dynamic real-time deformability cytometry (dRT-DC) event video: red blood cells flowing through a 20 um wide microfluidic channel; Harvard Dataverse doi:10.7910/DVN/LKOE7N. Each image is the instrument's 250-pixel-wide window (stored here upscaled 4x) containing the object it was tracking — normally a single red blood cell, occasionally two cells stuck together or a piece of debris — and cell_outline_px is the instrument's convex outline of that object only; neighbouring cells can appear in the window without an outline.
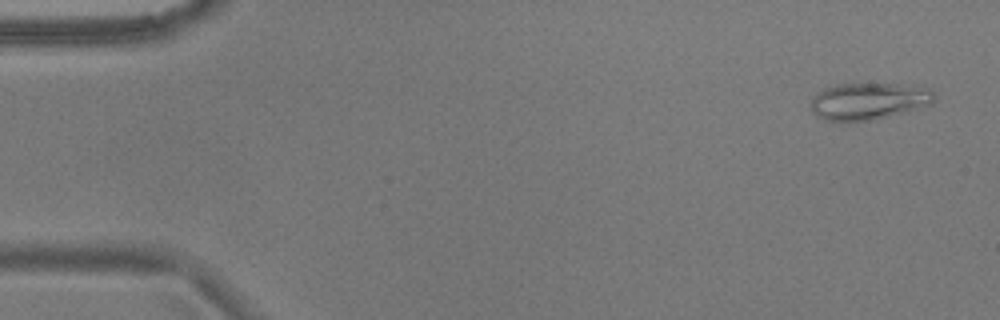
{"species": "common noctule bat (a hibernating species)", "species_latin": "Nyctalus noctula", "temperature_condition": "warm", "stored_images_in_passage": 17, "camera_frame_rate_fps": 3000, "um_per_image_px": 0.085, "animal": {"sex": "male", "body_mass_g": 17.9}, "frame": {"image": 1, "passage_image": 3, "time_ms": 0.667, "image_size_px": [1000, 320], "cell_outline_px": [[936, 96], [932, 104], [872, 120], [840, 124], [824, 120], [816, 116], [812, 112], [808, 104], [812, 96], [824, 88], [840, 84], [896, 84], [928, 88]], "centroid_in_image_um": [73.72, 8.63], "position_along_channel_um": 11.3, "area_um2": 26.99}}